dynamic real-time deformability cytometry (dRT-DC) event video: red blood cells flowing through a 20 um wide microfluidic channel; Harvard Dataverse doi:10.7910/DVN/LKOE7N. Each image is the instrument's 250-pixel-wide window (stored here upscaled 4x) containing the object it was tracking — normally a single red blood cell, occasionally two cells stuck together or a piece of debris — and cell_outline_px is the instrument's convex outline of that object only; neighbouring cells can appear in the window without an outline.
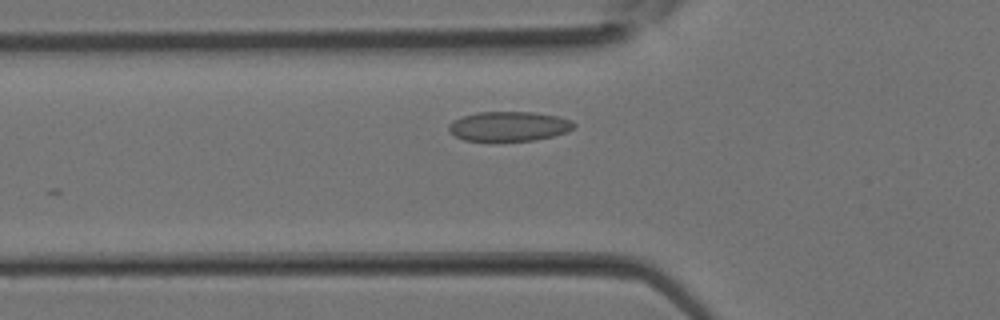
{"species": "Egyptian fruit bat (a non-hibernating species)", "species_latin": "Rousettus aegyptiacus", "temperature_condition": "room temperature", "stored_images_in_passage": 21, "camera_frame_rate_fps": 3000, "um_per_image_px": 0.085, "animal": {"sex": "female"}, "frame": {"image": 1, "passage_image": 4, "time_ms": 1.0, "image_size_px": [1000, 320], "cell_outline_px": [[576, 128], [568, 132], [536, 140], [464, 140], [448, 132], [448, 124], [464, 116], [476, 112], [532, 112], [556, 116], [568, 120], [576, 124]], "centroid_in_image_um": [43.27, 10.73], "position_along_channel_um": 82.5, "area_um2": 21.39}}
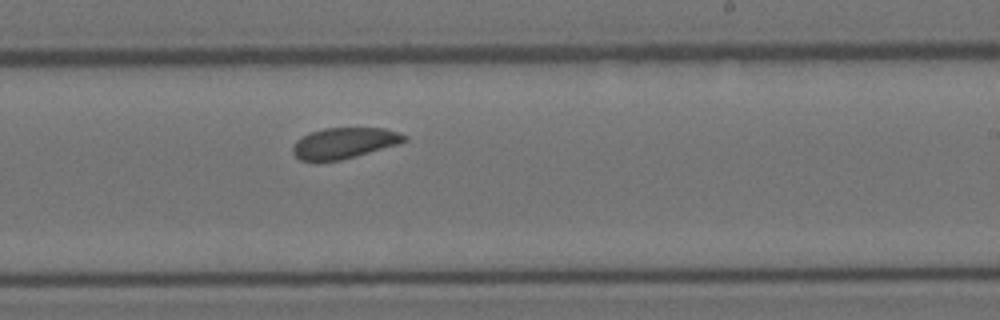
{"frame": {"image": 2, "passage_image": 13, "time_ms": 4.0, "image_size_px": [1000, 320], "cell_outline_px": [[408, 140], [400, 144], [356, 156], [340, 160], [300, 160], [292, 152], [292, 148], [296, 140], [308, 132], [324, 128], [384, 128], [400, 132], [408, 136]], "centroid_in_image_um": [29.3, 12.14], "position_along_channel_um": 259.7, "area_um2": 20.17}}
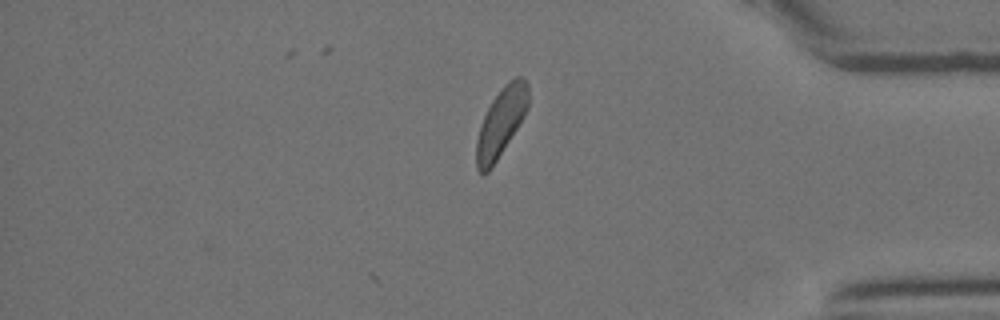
{"frame": {"image": 3, "passage_image": 21, "time_ms": 6.667, "image_size_px": [1000, 320], "cell_outline_px": [[528, 108], [524, 116], [496, 160], [488, 172], [480, 172], [476, 168], [476, 140], [480, 124], [492, 100], [504, 84], [516, 76], [524, 76], [528, 84]], "centroid_in_image_um": [42.59, 10.35], "position_along_channel_um": 392.6, "area_um2": 20.46}}